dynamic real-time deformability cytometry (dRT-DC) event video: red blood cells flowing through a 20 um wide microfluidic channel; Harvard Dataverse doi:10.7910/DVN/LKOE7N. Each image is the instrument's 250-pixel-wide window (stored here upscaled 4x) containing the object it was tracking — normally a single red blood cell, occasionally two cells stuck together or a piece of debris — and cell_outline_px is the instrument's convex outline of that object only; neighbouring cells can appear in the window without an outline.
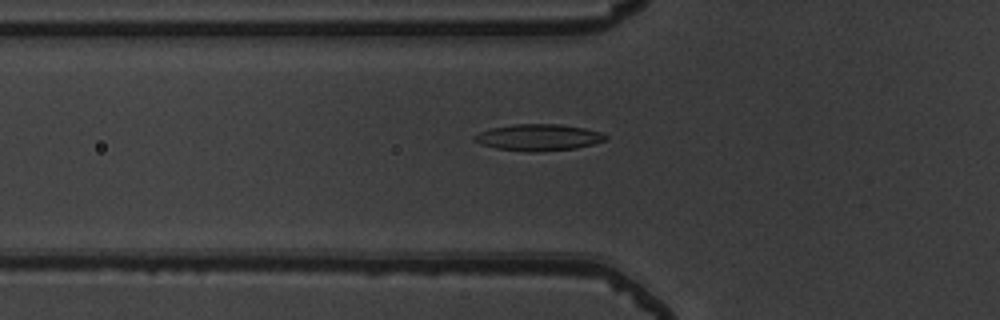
{"species": "common noctule bat (a hibernating species)", "species_latin": "Nyctalus noctula", "temperature_condition": "warm", "stored_images_in_passage": 53, "camera_frame_rate_fps": 3000, "um_per_image_px": 0.085, "animal": {"sex": "male", "body_mass_g": 19.5, "forearm_length_mm": 54.6}, "frame": {"image": 1, "passage_image": 20, "time_ms": 6.333, "image_size_px": [1000, 320], "cell_outline_px": [[608, 136], [604, 140], [592, 144], [576, 148], [540, 152], [528, 152], [496, 148], [480, 144], [472, 140], [472, 136], [480, 132], [492, 128], [512, 124], [560, 124], [584, 128], [600, 132]], "centroid_in_image_um": [45.73, 11.68], "position_along_channel_um": 80.1, "area_um2": 20.29}}
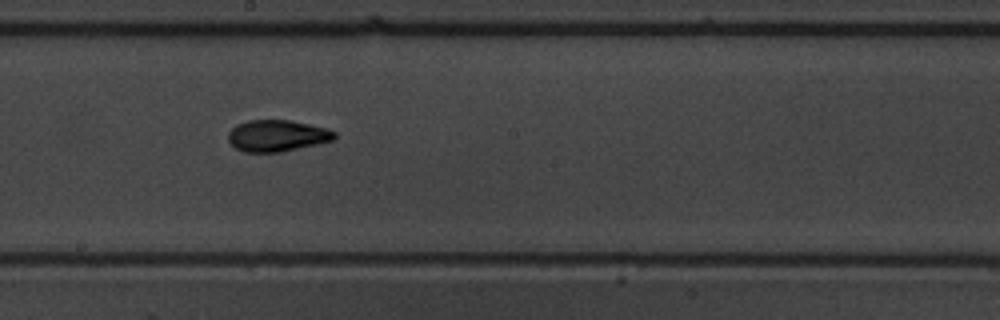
{"frame": {"image": 2, "passage_image": 31, "time_ms": 10.0, "image_size_px": [1000, 320], "cell_outline_px": [[336, 136], [332, 140], [316, 144], [280, 152], [244, 152], [236, 148], [228, 140], [228, 132], [236, 124], [248, 120], [288, 120], [328, 128], [336, 132]], "centroid_in_image_um": [23.53, 11.53], "position_along_channel_um": 224.7, "area_um2": 19.42}}
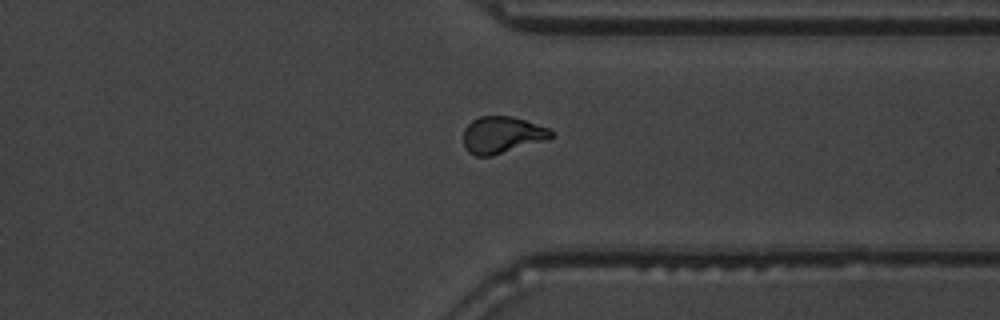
{"frame": {"image": 3, "passage_image": 42, "time_ms": 13.667, "image_size_px": [1000, 320], "cell_outline_px": [[556, 136], [548, 140], [492, 156], [476, 156], [468, 152], [464, 148], [464, 128], [472, 120], [480, 116], [512, 116], [552, 128]], "centroid_in_image_um": [42.73, 11.47], "position_along_channel_um": 368.7, "area_um2": 19.25}, "authors_computed_cell_mechanics": {"area_um2": 19.1896, "velocity_mm_per_s": 3.9383, "shape_relaxation_time_tau1_ms": 5.9747, "shape_relaxation_time_tau2_ms": 1.2824, "deformation_change_tau1": 0.1985, "deformation_change_tau2": 0.0769}}